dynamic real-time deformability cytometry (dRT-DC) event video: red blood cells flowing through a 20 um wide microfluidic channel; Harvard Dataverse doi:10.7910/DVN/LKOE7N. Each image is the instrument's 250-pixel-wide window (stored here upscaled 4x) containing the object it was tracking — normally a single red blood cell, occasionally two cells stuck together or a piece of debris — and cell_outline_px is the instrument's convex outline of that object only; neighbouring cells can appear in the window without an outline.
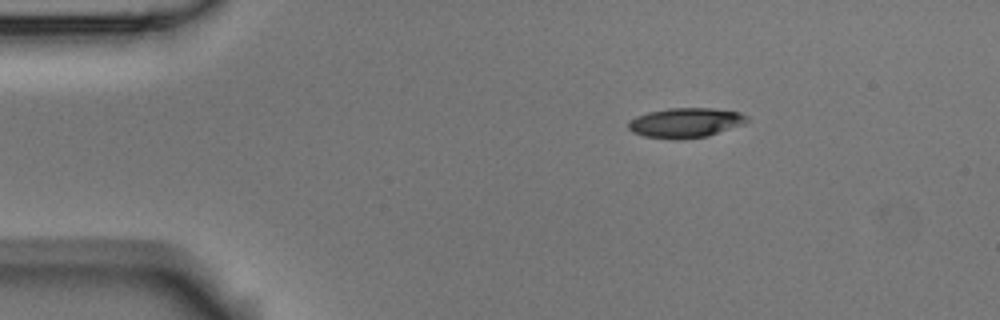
{"species": "Egyptian fruit bat (a non-hibernating species)", "species_latin": "Rousettus aegyptiacus", "temperature_condition": "room temperature", "stored_images_in_passage": 5, "camera_frame_rate_fps": 3000, "um_per_image_px": 0.085, "animal": {"sex": "male"}, "frame": {"image": 1, "passage_image": 1, "time_ms": 0.0, "image_size_px": [1000, 320], "cell_outline_px": [[748, 120], [744, 124], [708, 136], [644, 136], [632, 132], [628, 128], [628, 120], [636, 116], [648, 112], [668, 108], [712, 108], [740, 112], [748, 116]], "centroid_in_image_um": [58.29, 10.37], "position_along_channel_um": 26.7, "area_um2": 19.83}}
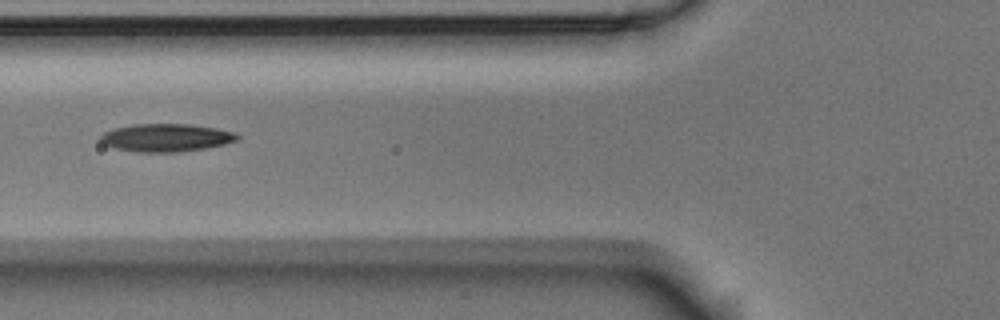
{"frame": {"image": 2, "passage_image": 4, "time_ms": 4.0, "image_size_px": [1000, 320], "cell_outline_px": [[240, 136], [236, 140], [224, 144], [204, 148], [180, 152], [136, 152], [116, 148], [104, 144], [100, 140], [100, 136], [104, 132], [112, 128], [132, 124], [188, 124], [216, 128], [232, 132]], "centroid_in_image_um": [14.07, 11.7], "position_along_channel_um": 111.7, "area_um2": 22.14}}
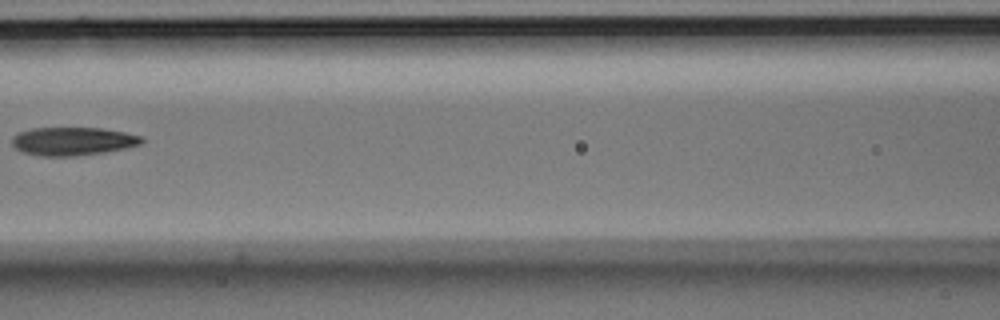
{"frame": {"image": 3, "passage_image": 5, "time_ms": 5.333, "image_size_px": [1000, 320], "cell_outline_px": [[144, 140], [140, 144], [124, 148], [104, 152], [76, 156], [40, 156], [20, 152], [12, 144], [12, 136], [20, 132], [32, 128], [100, 128], [124, 132], [140, 136]], "centroid_in_image_um": [6.14, 12.01], "position_along_channel_um": 160.5, "area_um2": 21.27}}